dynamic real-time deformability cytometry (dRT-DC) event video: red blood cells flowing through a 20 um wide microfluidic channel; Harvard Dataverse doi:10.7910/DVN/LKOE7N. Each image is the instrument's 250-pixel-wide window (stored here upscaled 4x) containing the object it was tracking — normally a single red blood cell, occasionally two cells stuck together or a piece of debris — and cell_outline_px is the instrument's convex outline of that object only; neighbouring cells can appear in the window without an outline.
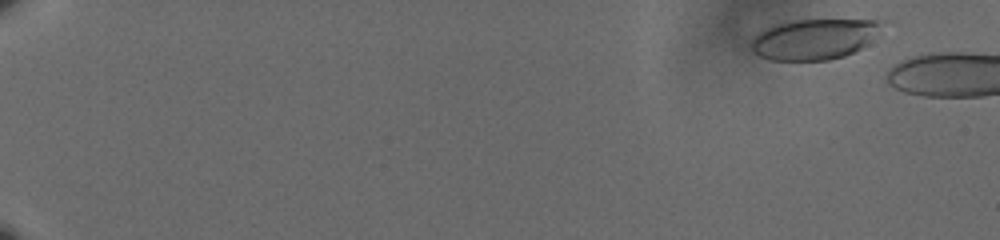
{"species": "human", "species_latin": "Homo sapiens", "temperature_condition": "cold", "stored_images_in_passage": 14, "camera_frame_rate_fps": 3000, "um_per_image_px": 0.085, "donor": {"sex": "male"}, "frame": {"image": 1, "passage_image": 4, "time_ms": 1.0, "image_size_px": [1000, 240], "cell_outline_px": [[884, 20], [864, 44], [860, 48], [844, 56], [828, 60], [768, 60], [752, 52], [752, 36], [756, 32], [772, 24], [784, 20]], "centroid_in_image_um": [69.04, 3.32], "position_along_channel_um": 16.0, "area_um2": 30.58}}